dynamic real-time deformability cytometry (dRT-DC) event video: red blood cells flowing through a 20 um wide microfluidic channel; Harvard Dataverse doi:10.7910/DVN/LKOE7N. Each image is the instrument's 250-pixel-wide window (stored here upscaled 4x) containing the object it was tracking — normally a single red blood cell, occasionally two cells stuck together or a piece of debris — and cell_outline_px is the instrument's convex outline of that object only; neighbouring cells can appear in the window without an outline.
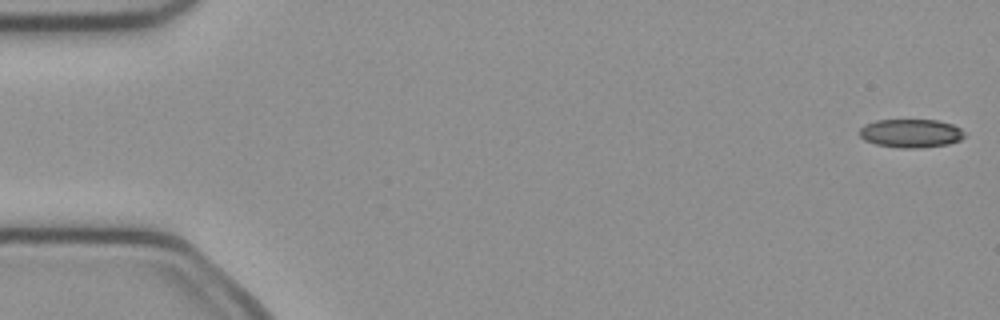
{"species": "common noctule bat (a hibernating species)", "species_latin": "Nyctalus noctula", "temperature_condition": "cold", "stored_images_in_passage": 52, "segment_of_instrument_passage": [1, 2], "camera_frame_rate_fps": 3000, "um_per_image_px": 0.085, "animal": {"sex": "female", "body_mass_g": 21.9}, "frame": {"image": 1, "passage_image": 1, "time_ms": 0.0, "image_size_px": [1000, 320], "cell_outline_px": [[964, 136], [960, 140], [948, 144], [920, 148], [900, 148], [876, 144], [864, 140], [860, 136], [860, 128], [864, 124], [876, 120], [936, 120], [952, 124], [960, 128], [964, 132]], "centroid_in_image_um": [77.41, 11.33], "position_along_channel_um": 7.6, "area_um2": 17.46}}
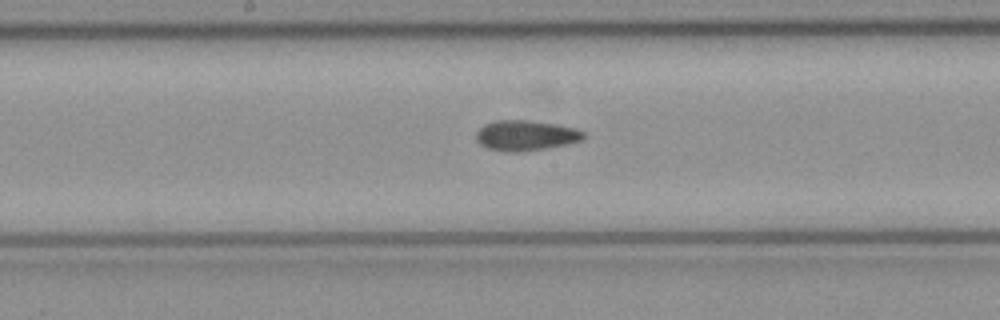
{"frame": {"image": 2, "passage_image": 26, "time_ms": 8.333, "image_size_px": [1000, 320], "cell_outline_px": [[584, 140], [568, 144], [548, 148], [520, 152], [512, 152], [488, 148], [480, 144], [476, 140], [476, 132], [484, 124], [496, 120], [528, 120], [552, 124], [572, 128], [584, 132]], "centroid_in_image_um": [44.67, 11.52], "position_along_channel_um": 203.5, "area_um2": 18.84}}
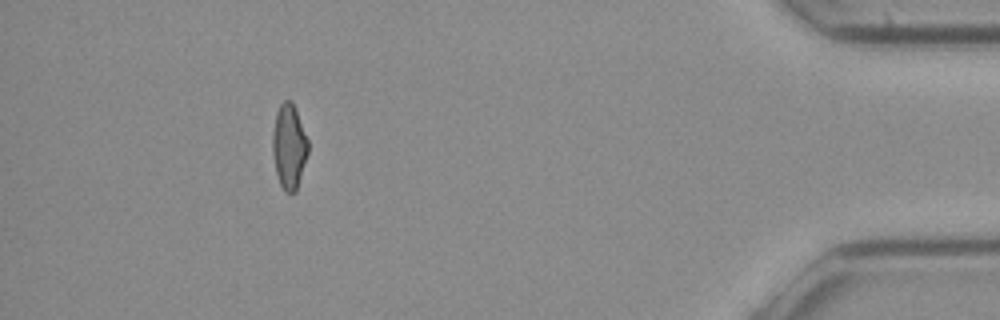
{"frame": {"image": 3, "passage_image": 46, "time_ms": 15.0, "image_size_px": [1000, 320], "cell_outline_px": [[308, 152], [296, 192], [284, 192], [280, 184], [276, 172], [272, 152], [272, 136], [276, 112], [280, 104], [284, 100], [292, 100], [308, 140]], "centroid_in_image_um": [24.56, 12.44], "position_along_channel_um": 410.6, "area_um2": 17.51}}